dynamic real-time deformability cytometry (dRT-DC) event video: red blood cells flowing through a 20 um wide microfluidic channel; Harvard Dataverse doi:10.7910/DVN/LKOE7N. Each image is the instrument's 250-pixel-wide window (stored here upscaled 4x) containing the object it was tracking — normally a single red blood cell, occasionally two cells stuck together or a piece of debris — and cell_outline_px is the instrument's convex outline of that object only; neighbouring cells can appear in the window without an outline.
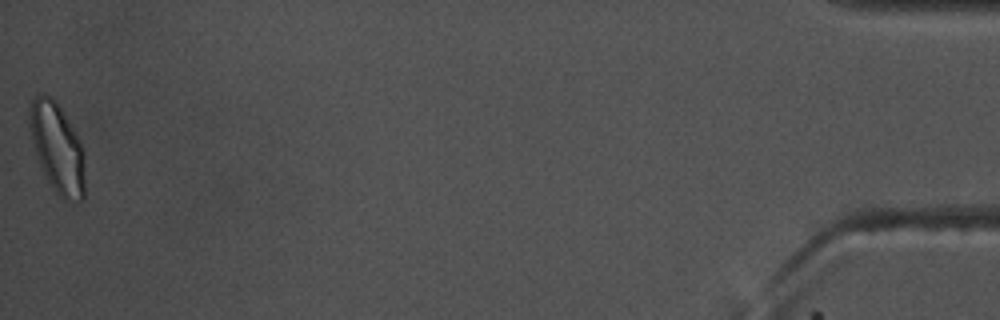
{"species": "common noctule bat (a hibernating species)", "species_latin": "Nyctalus noctula", "temperature_condition": "warm", "stored_images_in_passage": 53, "camera_frame_rate_fps": 3000, "um_per_image_px": 0.085, "animal": {"sex": "male", "body_mass_g": 17.5, "forearm_length_mm": 52.3}, "frame": {"image": 1, "passage_image": 53, "time_ms": 17.333, "image_size_px": [1000, 320], "cell_outline_px": [[84, 200], [64, 200], [56, 192], [48, 180], [36, 156], [28, 124], [28, 108], [32, 100], [40, 92], [44, 92], [52, 96], [56, 100], [80, 140], [84, 156]], "centroid_in_image_um": [4.85, 12.51], "position_along_channel_um": 430.4, "area_um2": 29.07}, "authors_computed_cell_mechanics": {"area_um2": 20.23, "velocity_mm_per_s": 3.7039, "shape_relaxation_time_tau1_ms": 3.5105, "shape_relaxation_time_tau2_ms": 1.7812, "deformation_change_tau1": 0.1347, "deformation_change_tau2": 0.0764}}